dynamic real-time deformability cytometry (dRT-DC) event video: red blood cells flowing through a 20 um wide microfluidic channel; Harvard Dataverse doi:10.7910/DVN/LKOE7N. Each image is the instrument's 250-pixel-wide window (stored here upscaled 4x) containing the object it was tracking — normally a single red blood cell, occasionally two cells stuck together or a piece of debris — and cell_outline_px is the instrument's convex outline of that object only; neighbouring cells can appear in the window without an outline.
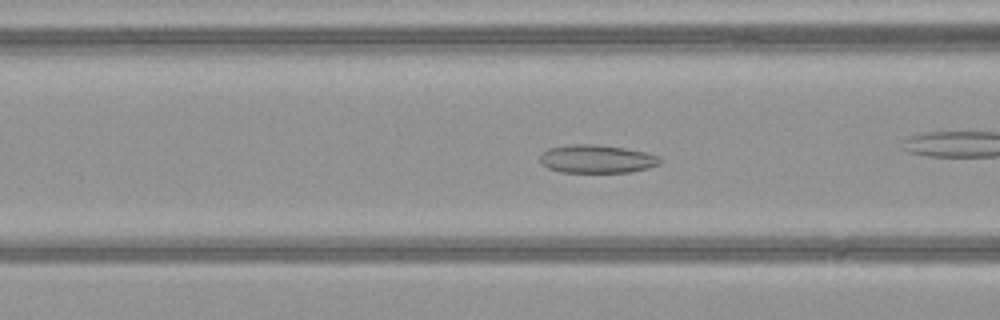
{"species": "common noctule bat (a hibernating species)", "species_latin": "Nyctalus noctula", "temperature_condition": "warm", "stored_images_in_passage": 52, "camera_frame_rate_fps": 3000, "um_per_image_px": 0.085, "animal": {"sex": "female", "body_mass_g": 21.9}, "frame": {"image": 1, "passage_image": 21, "time_ms": 6.667, "image_size_px": [1000, 320], "cell_outline_px": [[660, 164], [648, 168], [628, 172], [560, 172], [548, 168], [540, 164], [540, 156], [548, 148], [568, 144], [596, 144], [624, 148], [648, 152], [660, 156]], "centroid_in_image_um": [50.72, 13.5], "position_along_channel_um": 115.9, "area_um2": 19.88}}
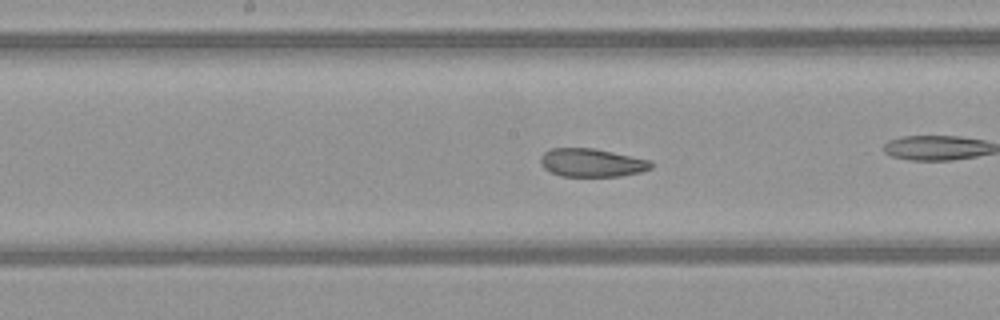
{"frame": {"image": 2, "passage_image": 27, "time_ms": 8.667, "image_size_px": [1000, 320], "cell_outline_px": [[652, 168], [640, 172], [620, 176], [560, 176], [548, 172], [540, 164], [540, 156], [544, 152], [552, 148], [592, 148], [652, 160]], "centroid_in_image_um": [50.27, 13.83], "position_along_channel_um": 197.9, "area_um2": 18.32}}
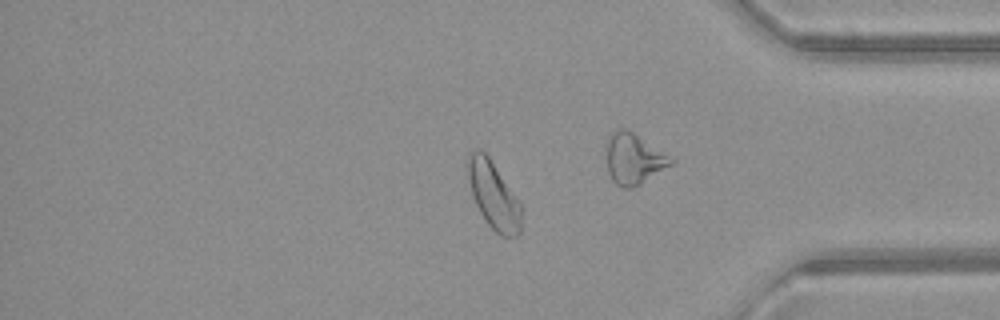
{"frame": {"image": 3, "passage_image": 43, "time_ms": 14.0, "image_size_px": [1000, 320], "cell_outline_px": [[520, 232], [516, 236], [500, 236], [488, 224], [480, 212], [472, 196], [464, 164], [468, 152], [472, 148], [480, 148], [488, 156], [520, 204]], "centroid_in_image_um": [41.85, 16.52], "position_along_channel_um": 393.3, "area_um2": 20.92}, "authors_computed_cell_mechanics": {"area_um2": 21.8484, "velocity_mm_per_s": 4.0838, "shape_relaxation_time_tau1_ms": null, "shape_relaxation_time_tau2_ms": 2.6283, "deformation_change_tau1": null, "deformation_change_tau2": 0.0887}}